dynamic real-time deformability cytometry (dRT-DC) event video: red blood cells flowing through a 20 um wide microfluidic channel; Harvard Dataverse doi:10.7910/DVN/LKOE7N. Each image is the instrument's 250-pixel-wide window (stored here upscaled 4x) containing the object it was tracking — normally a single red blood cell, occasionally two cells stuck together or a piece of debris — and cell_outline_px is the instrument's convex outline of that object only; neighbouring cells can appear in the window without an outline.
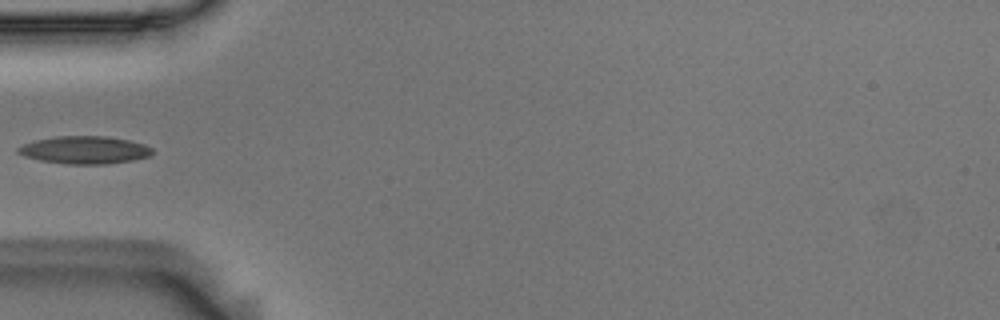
{"species": "Egyptian fruit bat (a non-hibernating species)", "species_latin": "Rousettus aegyptiacus", "temperature_condition": "room temperature", "stored_images_in_passage": 4, "camera_frame_rate_fps": 3000, "um_per_image_px": 0.085, "animal": {"sex": "male"}, "frame": {"image": 1, "passage_image": 1, "time_ms": 0.0, "image_size_px": [1000, 320], "cell_outline_px": [[152, 152], [148, 156], [132, 160], [104, 164], [68, 164], [40, 160], [24, 156], [16, 152], [16, 148], [24, 144], [36, 140], [56, 136], [108, 136], [128, 140], [144, 144], [152, 148]], "centroid_in_image_um": [7.17, 12.74], "position_along_channel_um": 77.8, "area_um2": 21.5}}